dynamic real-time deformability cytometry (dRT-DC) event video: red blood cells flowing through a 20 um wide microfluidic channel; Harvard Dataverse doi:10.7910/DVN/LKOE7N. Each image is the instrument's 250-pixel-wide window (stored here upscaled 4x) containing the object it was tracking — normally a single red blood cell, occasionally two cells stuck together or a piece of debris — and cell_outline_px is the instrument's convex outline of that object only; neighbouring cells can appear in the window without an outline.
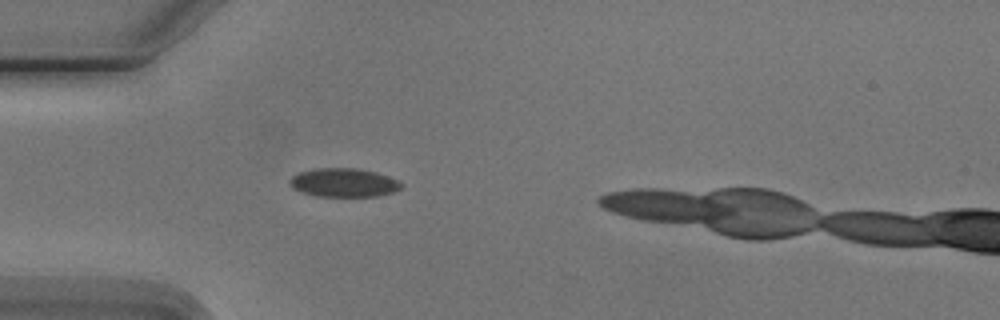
{"species": "Egyptian fruit bat (a non-hibernating species)", "species_latin": "Rousettus aegyptiacus", "temperature_condition": "cold", "stored_images_in_passage": 3, "camera_frame_rate_fps": 3000, "um_per_image_px": 0.085, "animal": {"sex": "male"}, "frame": {"image": 1, "passage_image": 2, "time_ms": 1.333, "image_size_px": [1000, 320], "cell_outline_px": [[404, 184], [400, 188], [392, 192], [376, 196], [316, 196], [300, 192], [292, 188], [288, 184], [288, 180], [292, 176], [300, 172], [312, 168], [356, 168], [376, 172], [388, 176]], "centroid_in_image_um": [29.16, 15.52], "position_along_channel_um": 55.8, "area_um2": 18.73}}